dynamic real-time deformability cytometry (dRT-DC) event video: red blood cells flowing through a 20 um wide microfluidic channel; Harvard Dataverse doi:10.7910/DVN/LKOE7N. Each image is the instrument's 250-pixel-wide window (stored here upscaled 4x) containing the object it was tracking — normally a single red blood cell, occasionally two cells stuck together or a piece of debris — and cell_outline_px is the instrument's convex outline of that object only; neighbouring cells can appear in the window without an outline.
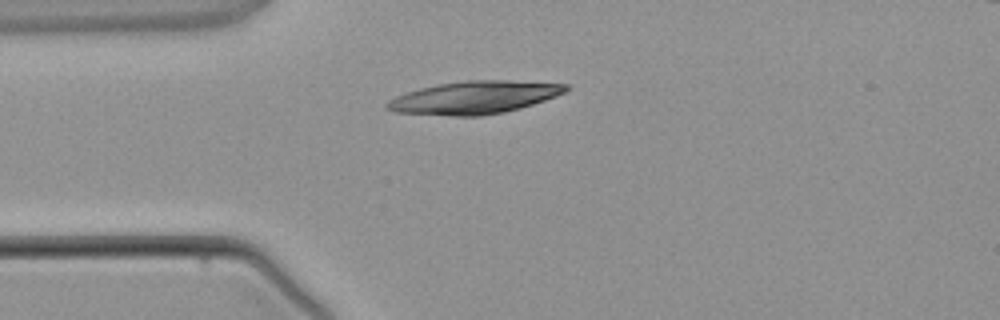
{"species": "common noctule bat (a hibernating species)", "species_latin": "Nyctalus noctula", "temperature_condition": "warm", "stored_images_in_passage": 2, "camera_frame_rate_fps": 3000, "um_per_image_px": 0.085, "animal": {"sex": "male", "body_mass_g": 21.5, "forearm_length_mm": 52.0}, "frame": {"image": 1, "passage_image": 2, "time_ms": 1.333, "image_size_px": [1000, 320], "cell_outline_px": [[572, 88], [556, 96], [520, 108], [504, 112], [480, 116], [452, 116], [396, 112], [384, 108], [384, 104], [388, 100], [396, 96], [420, 88], [440, 84], [464, 80], [504, 80], [568, 84]], "centroid_in_image_um": [40.3, 8.29], "position_along_channel_um": 44.7, "area_um2": 34.04}}